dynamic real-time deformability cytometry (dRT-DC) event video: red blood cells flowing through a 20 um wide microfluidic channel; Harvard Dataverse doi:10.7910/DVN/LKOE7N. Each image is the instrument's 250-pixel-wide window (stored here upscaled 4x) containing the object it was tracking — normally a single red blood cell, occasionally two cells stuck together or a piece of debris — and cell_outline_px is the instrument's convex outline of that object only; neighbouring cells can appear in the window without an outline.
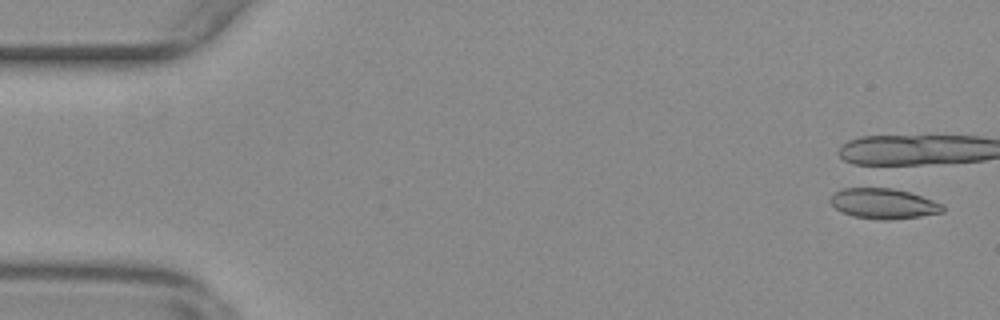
{"species": "common noctule bat (a hibernating species)", "species_latin": "Nyctalus noctula", "temperature_condition": "warm", "stored_images_in_passage": 4, "camera_frame_rate_fps": 3000, "um_per_image_px": 0.085, "animal": {"sex": "female", "body_mass_g": 29.2, "forearm_length_mm": 56.3}, "frame": {"image": 1, "passage_image": 2, "time_ms": 0.333, "image_size_px": [1000, 320], "cell_outline_px": [[944, 212], [920, 216], [888, 220], [880, 220], [852, 216], [836, 208], [828, 200], [836, 192], [844, 188], [892, 188], [908, 192], [944, 204]], "centroid_in_image_um": [75.11, 17.31], "position_along_channel_um": 9.9, "area_um2": 19.65}}